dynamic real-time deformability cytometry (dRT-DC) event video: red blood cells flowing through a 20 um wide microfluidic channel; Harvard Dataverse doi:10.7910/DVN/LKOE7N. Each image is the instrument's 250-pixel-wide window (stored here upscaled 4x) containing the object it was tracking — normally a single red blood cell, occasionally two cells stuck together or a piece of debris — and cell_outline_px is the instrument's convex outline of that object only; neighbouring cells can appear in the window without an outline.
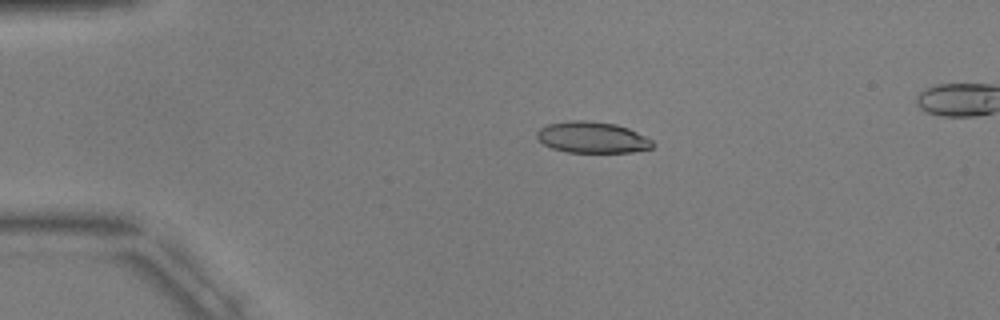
{"species": "common noctule bat (a hibernating species)", "species_latin": "Nyctalus noctula", "temperature_condition": "warm", "stored_images_in_passage": 5, "camera_frame_rate_fps": 3000, "um_per_image_px": 0.085, "animal": {"sex": "male", "body_mass_g": 17.9, "forearm_length_mm": 54.2}, "frame": {"image": 1, "passage_image": 3, "time_ms": 2.333, "image_size_px": [1000, 320], "cell_outline_px": [[656, 144], [652, 148], [632, 152], [568, 152], [552, 148], [544, 144], [536, 136], [536, 132], [540, 128], [548, 124], [572, 120], [584, 120], [616, 124], [628, 128], [652, 140]], "centroid_in_image_um": [50.35, 11.68], "position_along_channel_um": 34.7, "area_um2": 20.98}}